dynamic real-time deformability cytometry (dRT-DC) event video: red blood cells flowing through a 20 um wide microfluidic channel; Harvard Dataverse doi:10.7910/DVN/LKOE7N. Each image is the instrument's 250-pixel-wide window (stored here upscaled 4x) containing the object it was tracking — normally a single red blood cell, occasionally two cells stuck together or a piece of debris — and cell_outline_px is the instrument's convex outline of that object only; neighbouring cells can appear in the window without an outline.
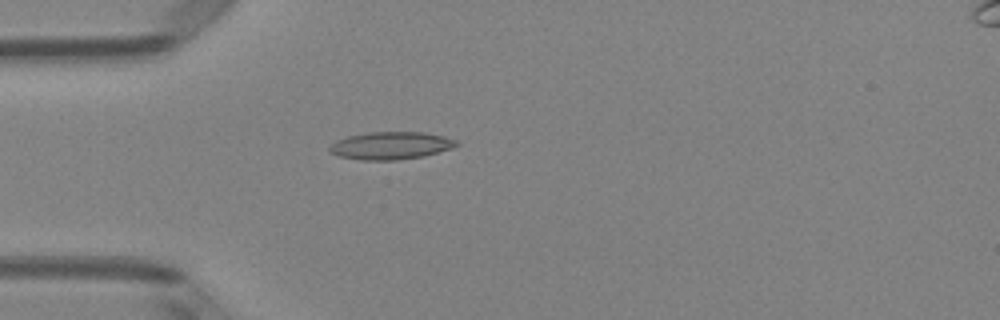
{"species": "Egyptian fruit bat (a non-hibernating species)", "species_latin": "Rousettus aegyptiacus", "temperature_condition": "room temperature", "stored_images_in_passage": 5, "camera_frame_rate_fps": 3000, "um_per_image_px": 0.085, "animal": {"sex": "female"}, "frame": {"image": 1, "passage_image": 5, "time_ms": 1.333, "image_size_px": [1000, 320], "cell_outline_px": [[460, 144], [452, 148], [424, 156], [396, 160], [360, 160], [340, 156], [332, 152], [328, 148], [336, 140], [348, 136], [368, 132], [424, 132], [444, 136], [456, 140]], "centroid_in_image_um": [33.24, 12.37], "position_along_channel_um": 51.8, "area_um2": 20.35}}